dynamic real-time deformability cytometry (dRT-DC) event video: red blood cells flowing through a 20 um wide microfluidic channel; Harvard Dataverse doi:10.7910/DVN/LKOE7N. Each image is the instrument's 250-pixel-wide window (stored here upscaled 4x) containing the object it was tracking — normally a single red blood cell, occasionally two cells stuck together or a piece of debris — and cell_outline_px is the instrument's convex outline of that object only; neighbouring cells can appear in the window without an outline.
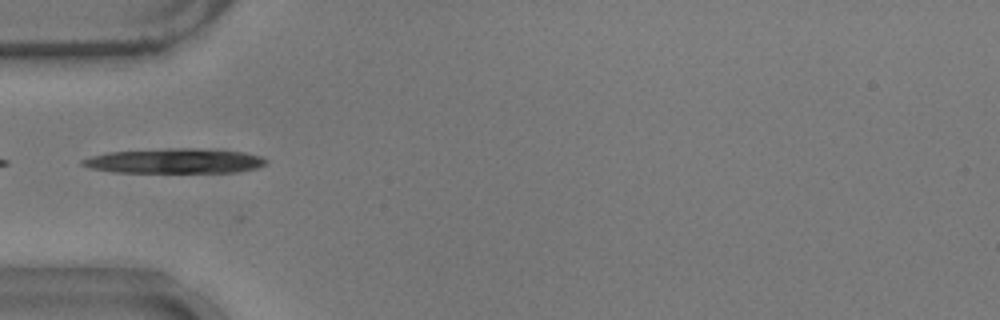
{"species": "common noctule bat (a hibernating species)", "species_latin": "Nyctalus noctula", "temperature_condition": "warm", "stored_images_in_passage": 4, "camera_frame_rate_fps": 3000, "um_per_image_px": 0.085, "animal": {"sex": "male", "body_mass_g": 17.9}, "frame": {"image": 1, "passage_image": 1, "time_ms": 0.0, "image_size_px": [1000, 320], "cell_outline_px": [[268, 164], [256, 168], [240, 172], [116, 172], [92, 168], [80, 164], [80, 160], [92, 156], [108, 152], [168, 148], [196, 148], [244, 152], [260, 156], [268, 160]], "centroid_in_image_um": [14.89, 13.68], "position_along_channel_um": 70.1, "area_um2": 26.59}}